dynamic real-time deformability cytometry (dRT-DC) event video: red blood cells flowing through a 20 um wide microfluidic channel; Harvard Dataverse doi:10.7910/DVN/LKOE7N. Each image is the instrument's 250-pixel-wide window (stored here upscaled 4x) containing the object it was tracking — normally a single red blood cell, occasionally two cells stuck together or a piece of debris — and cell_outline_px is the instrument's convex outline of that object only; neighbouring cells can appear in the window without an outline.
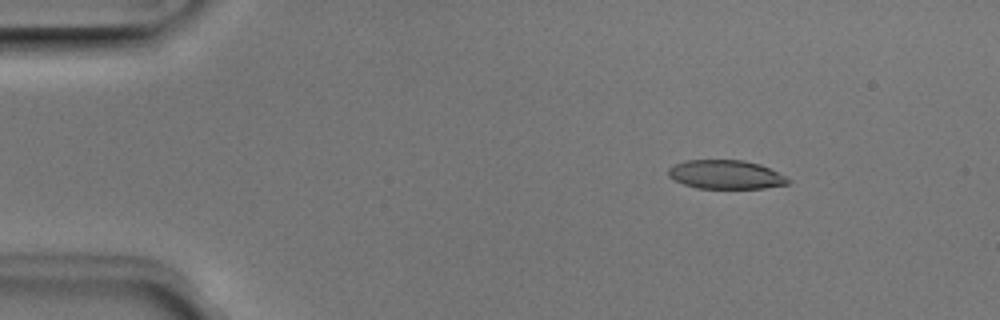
{"species": "Egyptian fruit bat (a non-hibernating species)", "species_latin": "Rousettus aegyptiacus", "temperature_condition": "room temperature", "stored_images_in_passage": 4, "camera_frame_rate_fps": 3000, "um_per_image_px": 0.085, "animal": {"sex": "male"}, "frame": {"image": 1, "passage_image": 2, "time_ms": 0.333, "image_size_px": [1000, 320], "cell_outline_px": [[792, 180], [788, 184], [764, 188], [696, 188], [684, 184], [668, 176], [668, 168], [684, 160], [744, 160], [760, 164]], "centroid_in_image_um": [61.68, 14.83], "position_along_channel_um": 23.3, "area_um2": 20.0}}